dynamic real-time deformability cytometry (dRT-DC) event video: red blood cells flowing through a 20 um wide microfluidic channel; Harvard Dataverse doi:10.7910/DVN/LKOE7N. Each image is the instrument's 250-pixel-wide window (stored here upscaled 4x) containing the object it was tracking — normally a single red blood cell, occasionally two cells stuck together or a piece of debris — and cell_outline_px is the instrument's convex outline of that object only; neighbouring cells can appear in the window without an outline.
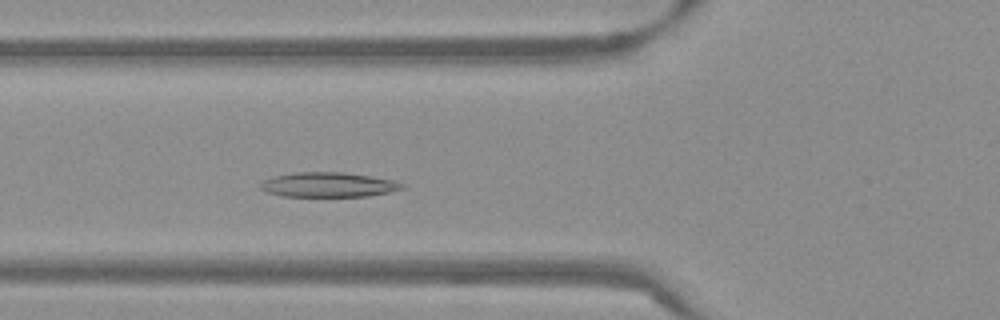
{"species": "Egyptian fruit bat (a non-hibernating species)", "species_latin": "Rousettus aegyptiacus", "temperature_condition": "warm", "stored_images_in_passage": 48, "camera_frame_rate_fps": 3000, "um_per_image_px": 0.085, "frame": {"image": 1, "passage_image": 14, "time_ms": 4.333, "image_size_px": [1000, 320], "cell_outline_px": [[404, 188], [388, 192], [368, 196], [284, 196], [268, 192], [260, 188], [260, 184], [264, 180], [272, 176], [296, 172], [344, 172], [372, 176], [392, 180], [404, 184]], "centroid_in_image_um": [27.9, 15.69], "position_along_channel_um": 97.9, "area_um2": 20.29}}
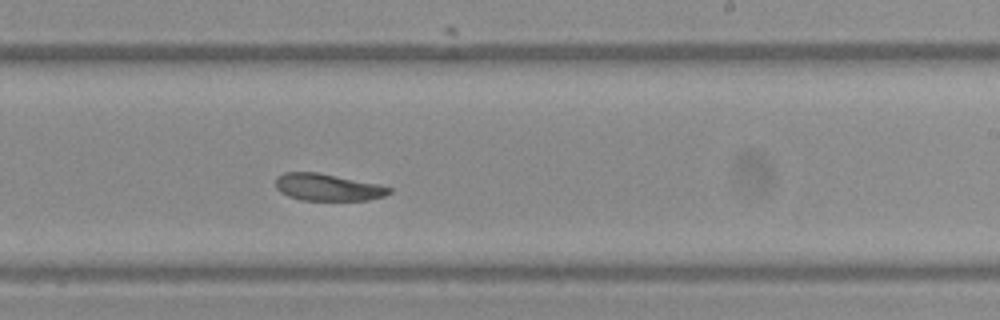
{"frame": {"image": 2, "passage_image": 27, "time_ms": 8.667, "image_size_px": [1000, 320], "cell_outline_px": [[392, 192], [384, 196], [368, 200], [300, 200], [288, 196], [280, 192], [276, 188], [276, 176], [284, 172], [316, 172], [380, 184], [392, 188]], "centroid_in_image_um": [27.85, 15.92], "position_along_channel_um": 261.1, "area_um2": 17.98}}
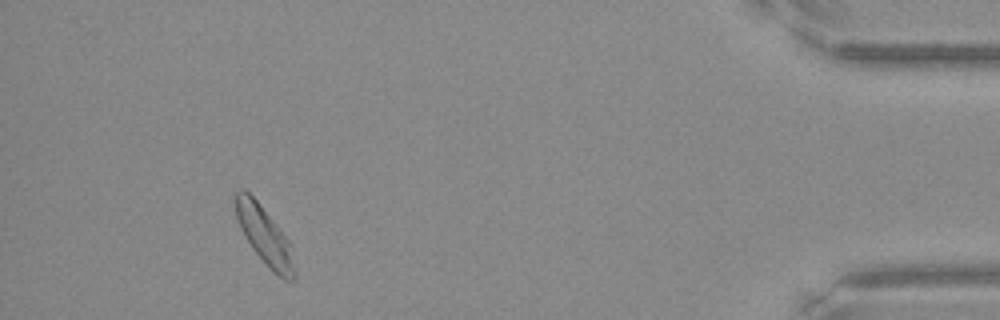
{"frame": {"image": 3, "passage_image": 44, "time_ms": 14.333, "image_size_px": [1000, 320], "cell_outline_px": [[296, 280], [292, 284], [284, 280], [272, 272], [252, 248], [244, 236], [240, 228], [236, 216], [236, 192], [240, 188], [244, 188], [256, 200], [276, 224], [292, 244], [296, 272]], "centroid_in_image_um": [22.55, 20.12], "position_along_channel_um": 412.6, "area_um2": 20.17}, "authors_computed_cell_mechanics": {"area_um2": 19.5653, "velocity_mm_per_s": 3.7611, "shape_relaxation_time_tau1_ms": null, "shape_relaxation_time_tau2_ms": 3.019, "deformation_change_tau1": null, "deformation_change_tau2": 0.083}}